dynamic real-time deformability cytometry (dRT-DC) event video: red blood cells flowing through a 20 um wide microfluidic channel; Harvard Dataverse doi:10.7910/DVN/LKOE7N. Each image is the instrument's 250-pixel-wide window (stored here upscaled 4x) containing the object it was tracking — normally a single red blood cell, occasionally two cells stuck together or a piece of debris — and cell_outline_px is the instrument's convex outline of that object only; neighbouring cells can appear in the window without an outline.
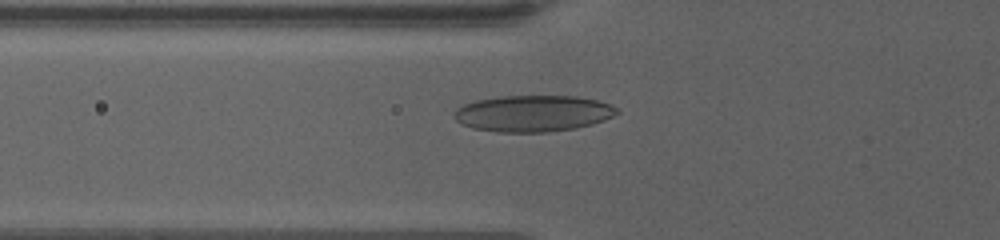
{"species": "human", "species_latin": "Homo sapiens", "temperature_condition": "warm", "stored_images_in_passage": 5, "camera_frame_rate_fps": 3000, "um_per_image_px": 0.085, "donor": {"sex": "female"}, "frame": {"image": 1, "passage_image": 5, "time_ms": 3.667, "image_size_px": [1000, 240], "cell_outline_px": [[620, 112], [604, 120], [592, 124], [576, 128], [548, 132], [496, 132], [472, 128], [456, 120], [452, 116], [456, 108], [464, 104], [476, 100], [496, 96], [576, 96], [596, 100], [612, 104]], "centroid_in_image_um": [45.29, 9.64], "position_along_channel_um": 80.5, "area_um2": 34.68}}